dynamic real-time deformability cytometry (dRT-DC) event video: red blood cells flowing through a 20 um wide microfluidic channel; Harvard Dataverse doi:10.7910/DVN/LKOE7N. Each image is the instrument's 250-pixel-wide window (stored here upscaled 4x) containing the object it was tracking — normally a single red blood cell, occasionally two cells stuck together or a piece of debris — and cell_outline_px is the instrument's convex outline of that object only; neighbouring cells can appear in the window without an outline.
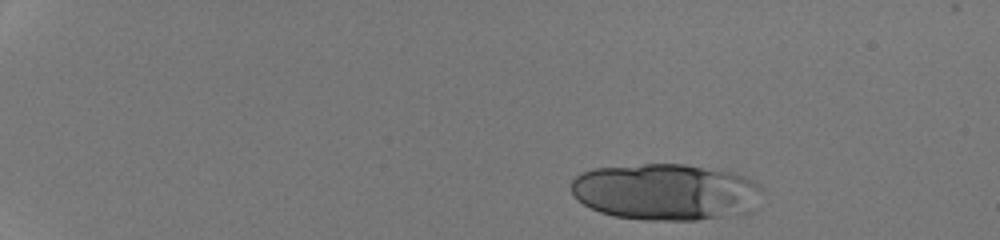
{"species": "human", "species_latin": "Homo sapiens", "temperature_condition": "room temperature", "stored_images_in_passage": 20, "camera_frame_rate_fps": 3000, "um_per_image_px": 0.085, "donor": {"sex": "male"}, "frame": {"image": 1, "passage_image": 3, "time_ms": 0.667, "image_size_px": [1000, 240], "cell_outline_px": [[760, 188], [752, 212], [696, 220], [644, 220], [612, 216], [600, 212], [584, 204], [572, 192], [572, 180], [580, 172], [592, 168], [644, 164], [684, 164], [732, 172], [744, 176], [752, 180]], "centroid_in_image_um": [56.55, 16.31], "position_along_channel_um": 28.5, "area_um2": 62.83}}